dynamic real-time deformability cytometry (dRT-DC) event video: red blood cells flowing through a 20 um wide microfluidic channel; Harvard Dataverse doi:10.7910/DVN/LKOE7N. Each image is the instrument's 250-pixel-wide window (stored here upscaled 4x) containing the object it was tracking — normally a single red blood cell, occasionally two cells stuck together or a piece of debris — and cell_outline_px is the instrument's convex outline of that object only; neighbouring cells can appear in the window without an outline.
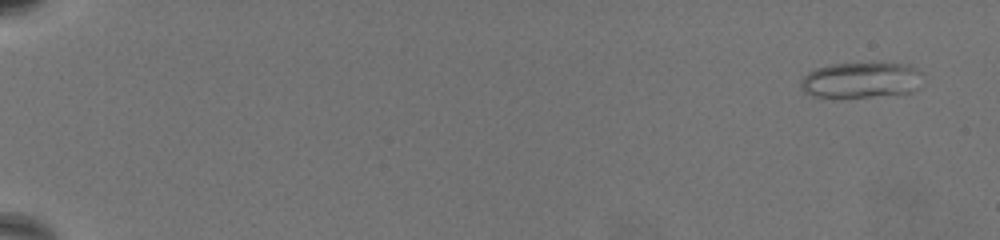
{"species": "common noctule bat (a hibernating species)", "species_latin": "Nyctalus noctula", "temperature_condition": "warm", "stored_images_in_passage": 68, "camera_frame_rate_fps": 3000, "um_per_image_px": 0.085, "animal": {"sex": "female", "body_mass_g": 19.5, "forearm_length_mm": 54.1}, "frame": {"image": 1, "passage_image": 4, "time_ms": 1.0, "image_size_px": [1000, 240], "cell_outline_px": [[924, 72], [920, 88], [912, 92], [840, 100], [812, 96], [804, 92], [800, 88], [800, 80], [808, 72], [816, 68], [832, 64], [908, 64]], "centroid_in_image_um": [73.18, 6.86], "position_along_channel_um": 11.8, "area_um2": 26.24}}
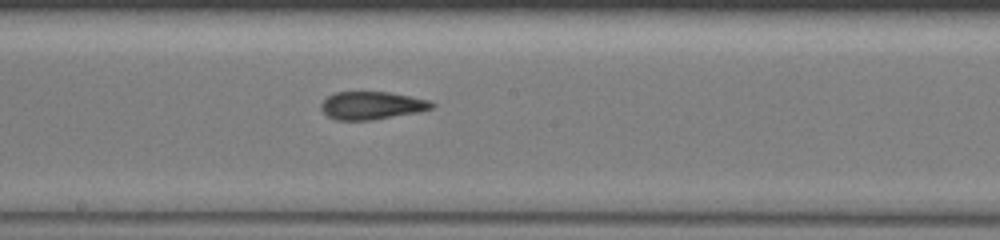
{"frame": {"image": 2, "passage_image": 41, "time_ms": 13.333, "image_size_px": [1000, 240], "cell_outline_px": [[436, 104], [432, 108], [416, 112], [372, 120], [336, 120], [328, 116], [320, 108], [320, 104], [328, 96], [336, 92], [388, 92], [428, 100]], "centroid_in_image_um": [31.56, 8.97], "position_along_channel_um": 216.6, "area_um2": 17.74}}
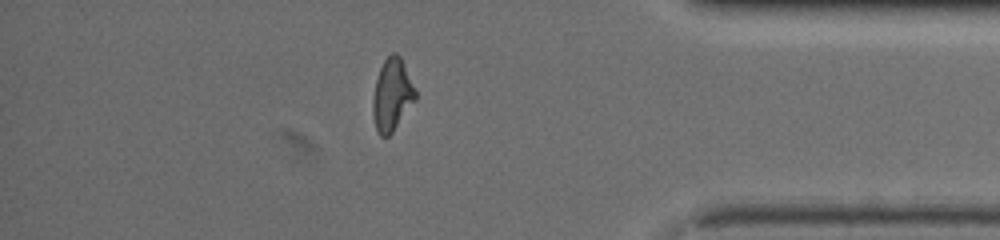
{"frame": {"image": 3, "passage_image": 60, "time_ms": 19.667, "image_size_px": [1000, 240], "cell_outline_px": [[416, 100], [392, 132], [388, 136], [380, 136], [376, 128], [372, 116], [372, 100], [376, 80], [380, 68], [384, 60], [392, 52], [396, 52], [400, 56], [416, 88]], "centroid_in_image_um": [33.33, 8.05], "position_along_channel_um": 401.9, "area_um2": 17.98}, "authors_computed_cell_mechanics": {"area_um2": 18.4093, "velocity_mm_per_s": 3.2691, "shape_relaxation_time_tau1_ms": 9.7687, "shape_relaxation_time_tau2_ms": 2.1971, "deformation_change_tau1": 0.2461, "deformation_change_tau2": 0.1083}}